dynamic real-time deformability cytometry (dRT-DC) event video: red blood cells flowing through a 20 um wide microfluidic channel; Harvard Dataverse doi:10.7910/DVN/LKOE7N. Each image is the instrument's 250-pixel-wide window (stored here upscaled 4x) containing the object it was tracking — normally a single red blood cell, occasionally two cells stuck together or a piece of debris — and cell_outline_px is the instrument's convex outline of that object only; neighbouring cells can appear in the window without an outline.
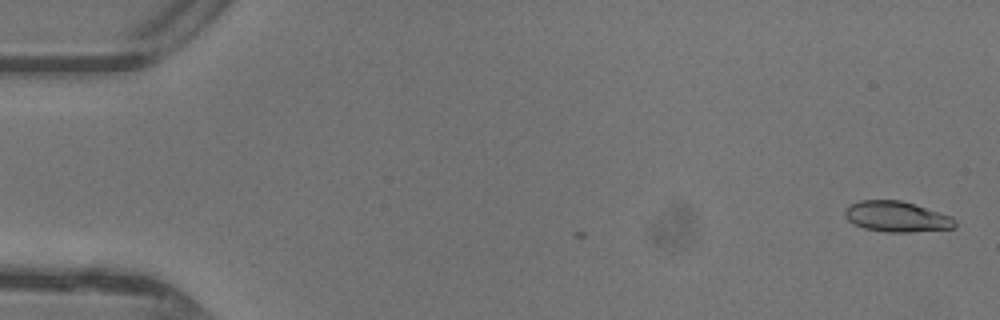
{"species": "common noctule bat (a hibernating species)", "species_latin": "Nyctalus noctula", "temperature_condition": "warm", "stored_images_in_passage": 6, "camera_frame_rate_fps": 3000, "um_per_image_px": 0.085, "animal": {"sex": "female"}, "frame": {"image": 1, "passage_image": 2, "time_ms": 0.333, "image_size_px": [1000, 320], "cell_outline_px": [[956, 228], [912, 232], [884, 232], [864, 228], [852, 224], [844, 216], [844, 212], [848, 204], [860, 200], [900, 200], [952, 216], [956, 220]], "centroid_in_image_um": [76.2, 18.42], "position_along_channel_um": 8.8, "area_um2": 19.83}}